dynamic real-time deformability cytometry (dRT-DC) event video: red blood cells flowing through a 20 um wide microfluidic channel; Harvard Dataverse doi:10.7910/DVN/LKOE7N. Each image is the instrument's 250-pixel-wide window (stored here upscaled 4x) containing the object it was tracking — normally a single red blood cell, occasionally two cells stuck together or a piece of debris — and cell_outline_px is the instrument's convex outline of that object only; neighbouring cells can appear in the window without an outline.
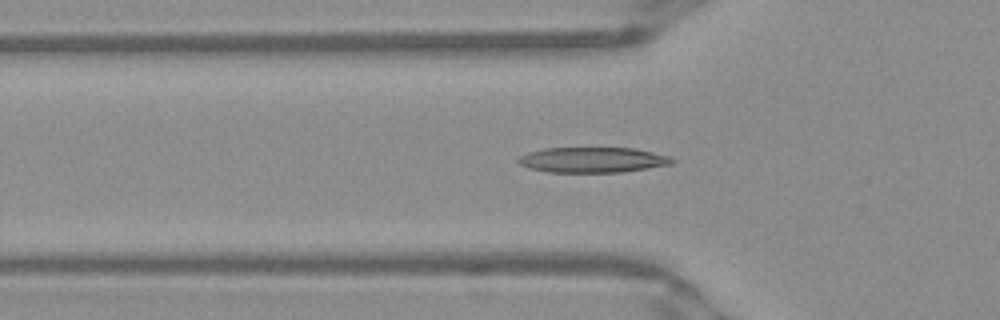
{"species": "Egyptian fruit bat (a non-hibernating species)", "species_latin": "Rousettus aegyptiacus", "temperature_condition": "warm", "stored_images_in_passage": 45, "camera_frame_rate_fps": 3000, "um_per_image_px": 0.085, "frame": {"image": 1, "passage_image": 11, "time_ms": 3.333, "image_size_px": [1000, 320], "cell_outline_px": [[676, 160], [672, 164], [620, 172], [548, 172], [528, 168], [520, 164], [516, 160], [520, 156], [528, 152], [544, 148], [636, 148], [668, 156]], "centroid_in_image_um": [50.35, 13.58], "position_along_channel_um": 75.5, "area_um2": 22.66}}
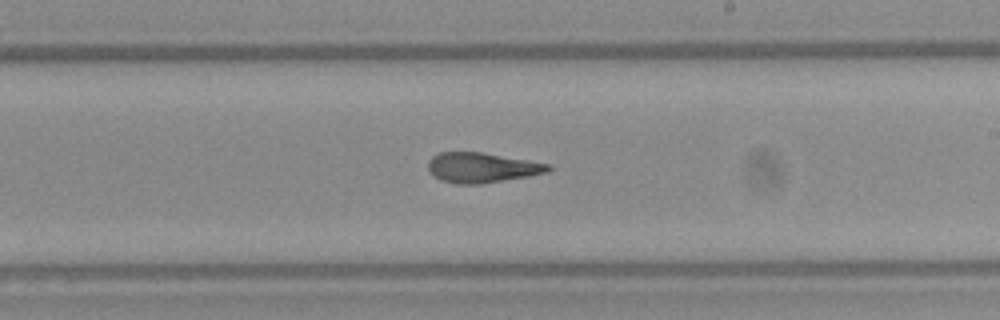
{"frame": {"image": 2, "passage_image": 24, "time_ms": 7.667, "image_size_px": [1000, 320], "cell_outline_px": [[552, 172], [480, 184], [456, 184], [440, 180], [432, 176], [428, 168], [428, 160], [432, 156], [440, 152], [480, 152], [552, 164]], "centroid_in_image_um": [40.97, 14.25], "position_along_channel_um": 248.0, "area_um2": 21.21}}
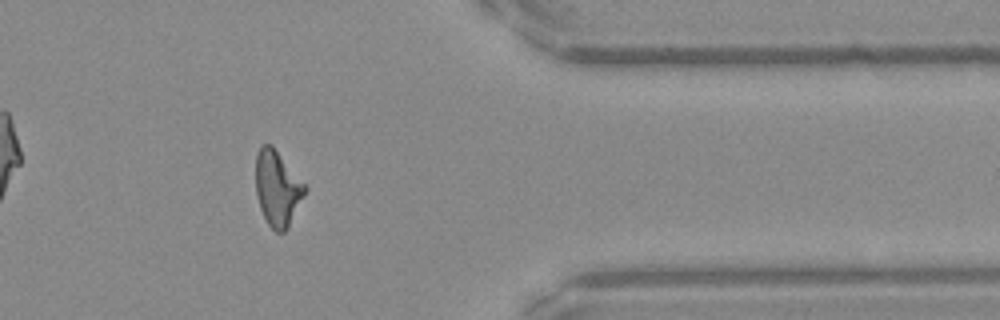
{"frame": {"image": 3, "passage_image": 36, "time_ms": 11.667, "image_size_px": [1000, 320], "cell_outline_px": [[308, 188], [288, 228], [284, 232], [276, 232], [268, 224], [260, 208], [256, 192], [256, 152], [260, 144], [272, 144], [308, 184]], "centroid_in_image_um": [23.61, 15.95], "position_along_channel_um": 387.8, "area_um2": 22.14}, "authors_computed_cell_mechanics": {"area_um2": 21.5594, "velocity_mm_per_s": 3.9618, "shape_relaxation_time_tau1_ms": 5.6724, "shape_relaxation_time_tau2_ms": 1.8707, "deformation_change_tau1": 0.2164, "deformation_change_tau2": 0.1267}}